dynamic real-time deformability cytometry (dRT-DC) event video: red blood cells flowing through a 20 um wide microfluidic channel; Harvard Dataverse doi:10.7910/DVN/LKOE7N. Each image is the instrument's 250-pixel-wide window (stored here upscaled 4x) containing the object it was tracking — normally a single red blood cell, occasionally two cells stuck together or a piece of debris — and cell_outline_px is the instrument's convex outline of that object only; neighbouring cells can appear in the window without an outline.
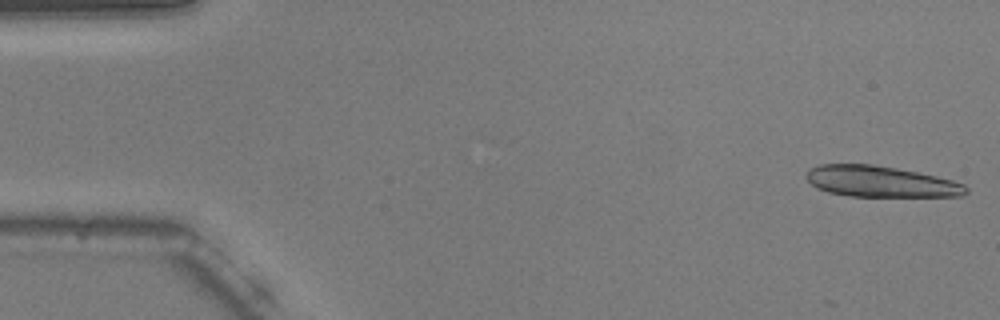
{"species": "common noctule bat (a hibernating species)", "species_latin": "Nyctalus noctula", "temperature_condition": "warm", "stored_images_in_passage": 7, "camera_frame_rate_fps": 3000, "um_per_image_px": 0.085, "animal": {"sex": "male", "body_mass_g": 20.5, "forearm_length_mm": 52.5}, "frame": {"image": 1, "passage_image": 1, "time_ms": 0.0, "image_size_px": [1000, 320], "cell_outline_px": [[968, 192], [960, 196], [848, 196], [828, 192], [816, 188], [804, 176], [808, 168], [820, 164], [872, 164], [896, 168], [936, 176], [952, 180], [964, 184], [968, 188]], "centroid_in_image_um": [74.8, 15.43], "position_along_channel_um": 10.2, "area_um2": 28.9}}